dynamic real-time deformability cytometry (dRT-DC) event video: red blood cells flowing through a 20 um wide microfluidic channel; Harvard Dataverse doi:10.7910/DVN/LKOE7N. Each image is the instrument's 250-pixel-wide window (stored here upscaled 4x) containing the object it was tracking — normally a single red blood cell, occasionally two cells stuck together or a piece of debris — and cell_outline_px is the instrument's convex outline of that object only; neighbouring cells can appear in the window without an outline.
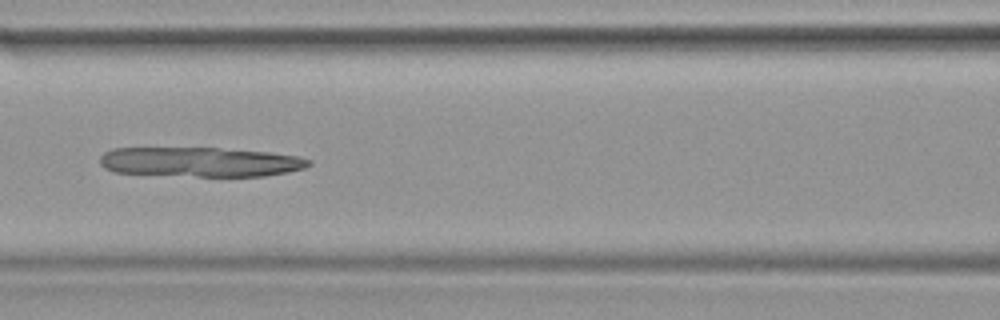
{"species": "common noctule bat (a hibernating species)", "species_latin": "Nyctalus noctula", "temperature_condition": "warm", "stored_images_in_passage": 39, "camera_frame_rate_fps": 3000, "um_per_image_px": 0.085, "animal": {"sex": "female", "body_mass_g": 19.9}, "frame": {"image": 1, "passage_image": 17, "time_ms": 5.333, "image_size_px": [1000, 320], "cell_outline_px": [[312, 164], [304, 168], [288, 172], [264, 176], [196, 176], [116, 172], [104, 168], [100, 164], [100, 156], [104, 152], [112, 148], [220, 148], [268, 152], [300, 156], [312, 160]], "centroid_in_image_um": [17.05, 13.76], "position_along_channel_um": 149.5, "area_um2": 36.07}}